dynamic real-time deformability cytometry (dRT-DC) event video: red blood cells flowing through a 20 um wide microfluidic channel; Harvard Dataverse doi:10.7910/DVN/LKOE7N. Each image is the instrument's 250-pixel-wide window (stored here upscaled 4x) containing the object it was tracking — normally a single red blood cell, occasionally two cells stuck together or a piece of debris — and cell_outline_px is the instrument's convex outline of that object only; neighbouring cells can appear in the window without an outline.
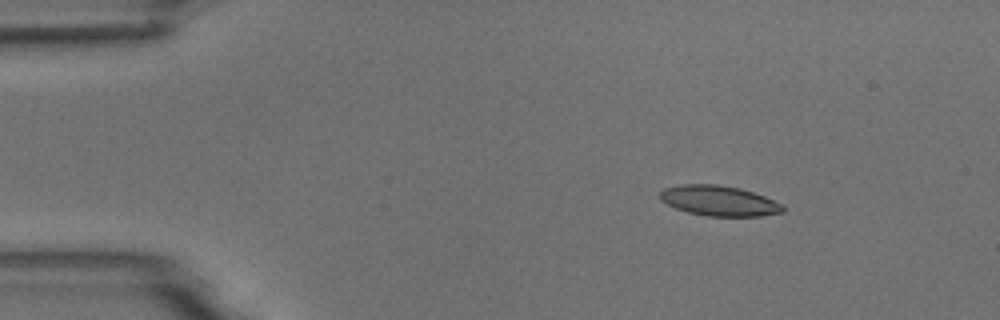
{"species": "common noctule bat (a hibernating species)", "species_latin": "Nyctalus noctula", "temperature_condition": "room temperature", "stored_images_in_passage": 5, "camera_frame_rate_fps": 3000, "um_per_image_px": 0.085, "animal": {"sex": "male", "body_mass_g": 18.8}, "frame": {"image": 1, "passage_image": 2, "time_ms": 1.333, "image_size_px": [1000, 320], "cell_outline_px": [[784, 212], [760, 216], [708, 216], [688, 212], [676, 208], [660, 200], [660, 192], [664, 188], [680, 184], [716, 184], [740, 188], [764, 196], [780, 204], [784, 208]], "centroid_in_image_um": [61.09, 17.06], "position_along_channel_um": 23.9, "area_um2": 21.5}}
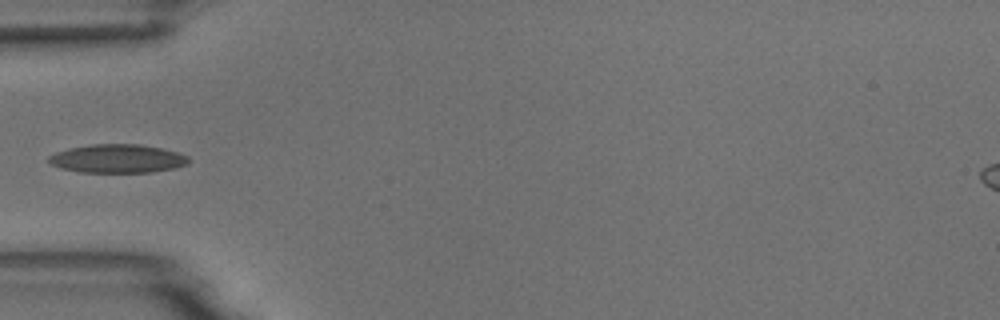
{"frame": {"image": 2, "passage_image": 5, "time_ms": 4.667, "image_size_px": [1000, 320], "cell_outline_px": [[188, 164], [176, 168], [152, 172], [80, 172], [60, 168], [52, 164], [48, 160], [48, 156], [56, 152], [68, 148], [92, 144], [140, 144], [160, 148], [176, 152], [188, 156]], "centroid_in_image_um": [9.98, 13.48], "position_along_channel_um": 75.0, "area_um2": 23.24}}